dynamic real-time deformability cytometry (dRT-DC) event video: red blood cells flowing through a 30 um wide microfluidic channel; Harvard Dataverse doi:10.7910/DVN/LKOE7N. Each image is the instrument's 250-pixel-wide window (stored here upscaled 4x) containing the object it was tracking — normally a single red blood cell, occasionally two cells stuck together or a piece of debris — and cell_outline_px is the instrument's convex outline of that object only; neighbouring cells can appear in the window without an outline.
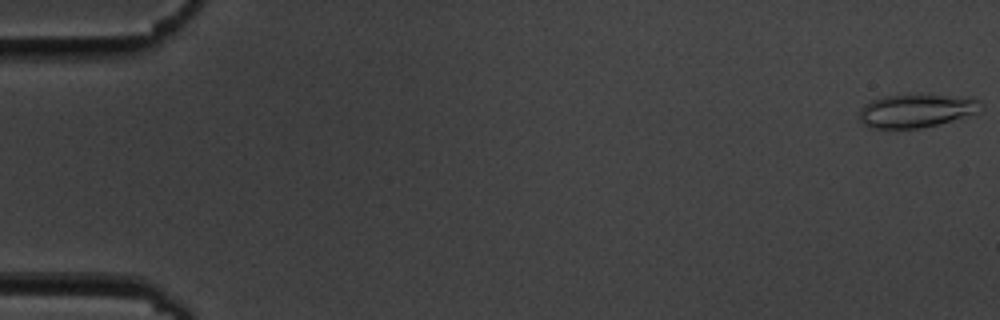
{"species": "common noctule bat (a hibernating species)", "species_latin": "Nyctalus noctula", "temperature_condition": "cold", "stored_images_in_passage": 56, "camera_frame_rate_fps": 3000, "um_per_image_px": 0.085, "animal": {"sex": "male", "body_mass_g": 19.5, "forearm_length_mm": 54.6}, "frame": {"image": 1, "passage_image": 1, "time_ms": 0.0, "image_size_px": [1000, 320], "cell_outline_px": [[984, 104], [976, 112], [936, 124], [920, 128], [868, 128], [860, 120], [860, 108], [864, 104], [872, 100], [884, 96], [972, 96], [980, 100]], "centroid_in_image_um": [77.86, 9.41], "position_along_channel_um": 7.1, "area_um2": 23.06}}
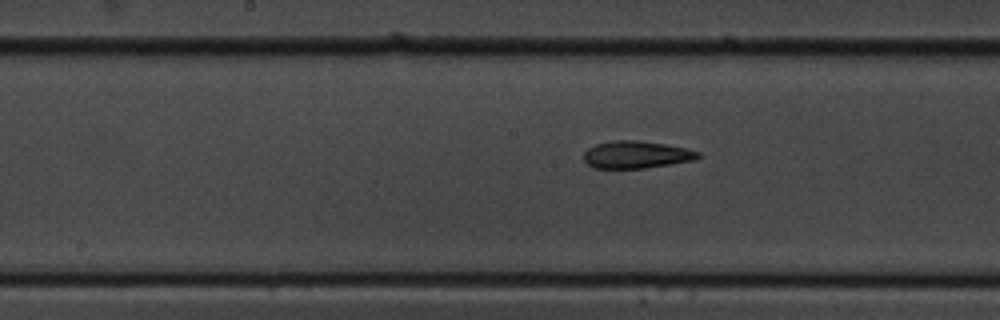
{"frame": {"image": 2, "passage_image": 29, "time_ms": 9.333, "image_size_px": [1000, 320], "cell_outline_px": [[700, 156], [696, 160], [644, 168], [592, 168], [584, 160], [584, 152], [588, 148], [596, 144], [612, 140], [636, 140], [664, 144], [684, 148], [700, 152]], "centroid_in_image_um": [54.07, 13.15], "position_along_channel_um": 194.1, "area_um2": 18.15}}
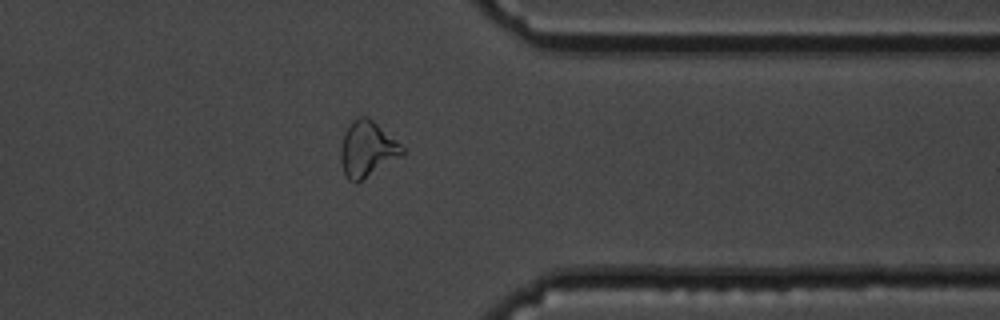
{"frame": {"image": 3, "passage_image": 45, "time_ms": 14.667, "image_size_px": [1000, 320], "cell_outline_px": [[404, 152], [400, 156], [356, 184], [348, 180], [344, 172], [340, 160], [340, 148], [344, 132], [348, 124], [360, 116], [368, 116], [400, 144], [404, 148]], "centroid_in_image_um": [31.16, 12.67], "position_along_channel_um": 380.2, "area_um2": 19.77}, "authors_computed_cell_mechanics": {"area_um2": 19.652, "velocity_mm_per_s": 3.6074, "shape_relaxation_time_tau1_ms": null, "shape_relaxation_time_tau2_ms": 4.2935, "deformation_change_tau1": null, "deformation_change_tau2": 0.1395}}